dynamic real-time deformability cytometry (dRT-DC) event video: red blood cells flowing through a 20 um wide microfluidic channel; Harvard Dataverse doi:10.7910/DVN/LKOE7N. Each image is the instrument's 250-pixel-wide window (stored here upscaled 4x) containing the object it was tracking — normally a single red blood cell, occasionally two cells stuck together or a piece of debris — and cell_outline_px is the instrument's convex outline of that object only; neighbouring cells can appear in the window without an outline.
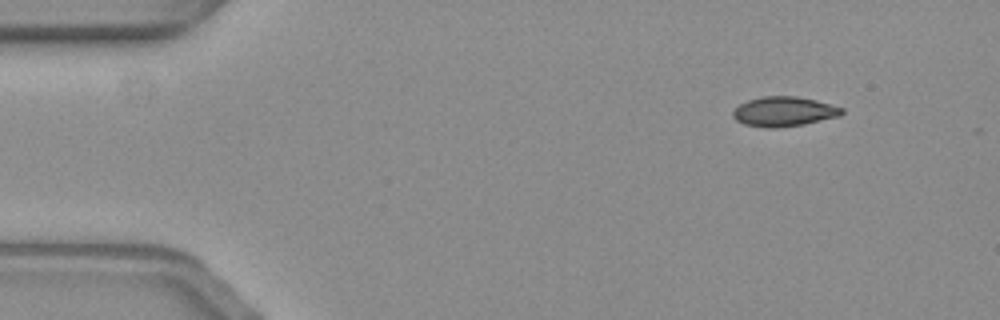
{"species": "common noctule bat (a hibernating species)", "species_latin": "Nyctalus noctula", "temperature_condition": "warm", "stored_images_in_passage": 52, "camera_frame_rate_fps": 3000, "um_per_image_px": 0.085, "animal": {"sex": "female", "body_mass_g": 19.3, "forearm_length_mm": 54.1}, "frame": {"image": 1, "passage_image": 1, "time_ms": 0.0, "image_size_px": [1000, 320], "cell_outline_px": [[844, 112], [840, 116], [804, 124], [776, 128], [764, 128], [744, 124], [736, 120], [732, 116], [732, 112], [740, 104], [748, 100], [764, 96], [796, 96], [816, 100], [844, 108]], "centroid_in_image_um": [66.64, 9.48], "position_along_channel_um": 18.4, "area_um2": 18.9}}
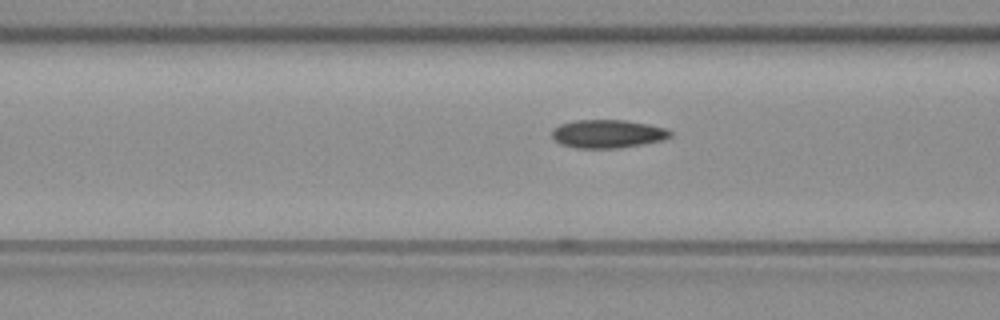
{"frame": {"image": 2, "passage_image": 17, "time_ms": 5.333, "image_size_px": [1000, 320], "cell_outline_px": [[672, 136], [664, 140], [620, 148], [576, 148], [560, 144], [552, 136], [552, 128], [560, 124], [576, 120], [624, 120], [648, 124], [664, 128], [672, 132]], "centroid_in_image_um": [51.65, 11.38], "position_along_channel_um": 115.0, "area_um2": 19.54}}
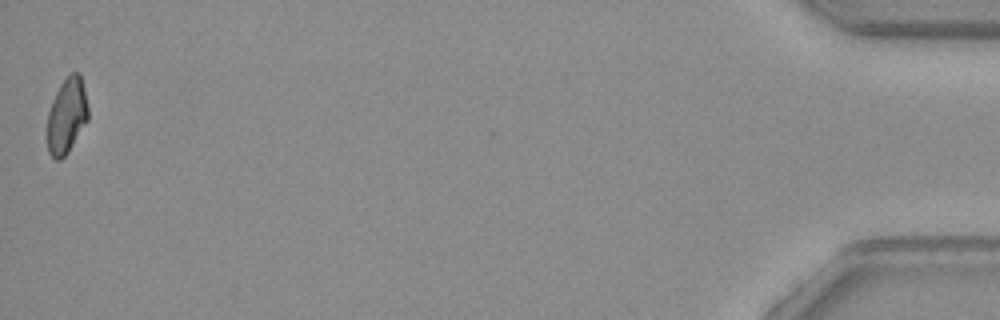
{"frame": {"image": 3, "passage_image": 52, "time_ms": 17.0, "image_size_px": [1000, 320], "cell_outline_px": [[88, 120], [68, 152], [60, 160], [56, 160], [48, 152], [48, 112], [52, 100], [60, 84], [72, 72], [80, 72], [84, 88], [88, 108]], "centroid_in_image_um": [5.68, 9.83], "position_along_channel_um": 429.5, "area_um2": 17.86}, "authors_computed_cell_mechanics": {"area_um2": 19.2185, "velocity_mm_per_s": 3.5744, "shape_relaxation_time_tau1_ms": null, "shape_relaxation_time_tau2_ms": 6.0209, "deformation_change_tau1": null, "deformation_change_tau2": 0.1075}}